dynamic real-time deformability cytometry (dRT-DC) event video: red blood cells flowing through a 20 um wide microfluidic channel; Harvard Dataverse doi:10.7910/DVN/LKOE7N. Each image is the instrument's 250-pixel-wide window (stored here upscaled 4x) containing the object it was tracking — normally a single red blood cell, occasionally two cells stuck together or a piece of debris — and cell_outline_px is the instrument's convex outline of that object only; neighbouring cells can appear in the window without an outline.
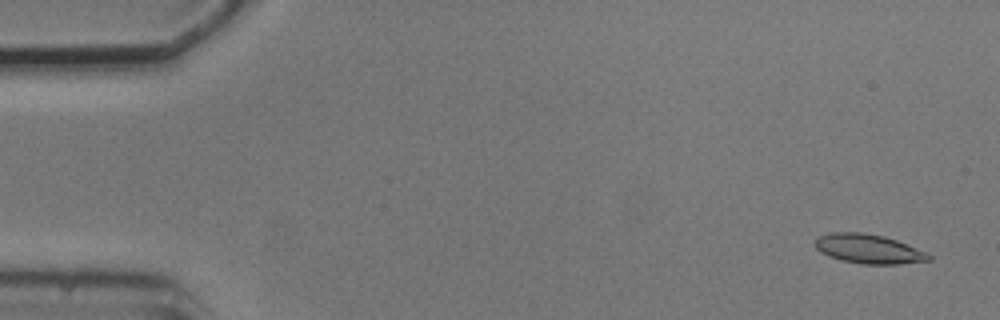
{"species": "common noctule bat (a hibernating species)", "species_latin": "Nyctalus noctula", "temperature_condition": "cold", "stored_images_in_passage": 54, "camera_frame_rate_fps": 3000, "um_per_image_px": 0.085, "animal": {"sex": "male", "body_mass_g": 20.5, "forearm_length_mm": 52.5}, "frame": {"image": 1, "passage_image": 3, "time_ms": 0.667, "image_size_px": [1000, 320], "cell_outline_px": [[932, 260], [900, 264], [860, 264], [840, 260], [828, 256], [820, 252], [812, 244], [816, 236], [832, 232], [864, 232], [884, 236], [896, 240], [924, 252], [932, 256]], "centroid_in_image_um": [73.75, 21.15], "position_along_channel_um": 11.3, "area_um2": 19.59}}
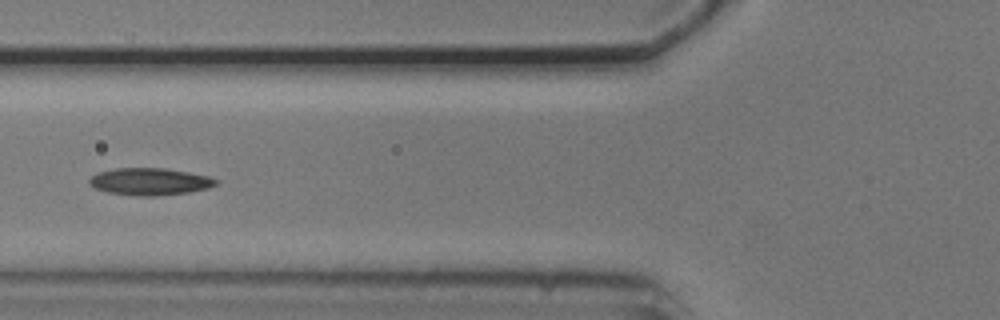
{"frame": {"image": 2, "passage_image": 21, "time_ms": 6.667, "image_size_px": [1000, 320], "cell_outline_px": [[220, 184], [208, 188], [188, 192], [152, 196], [136, 196], [108, 192], [96, 188], [88, 184], [88, 180], [96, 172], [116, 168], [164, 168], [188, 172], [208, 176], [220, 180]], "centroid_in_image_um": [12.75, 15.43], "position_along_channel_um": 113.1, "area_um2": 20.11}}
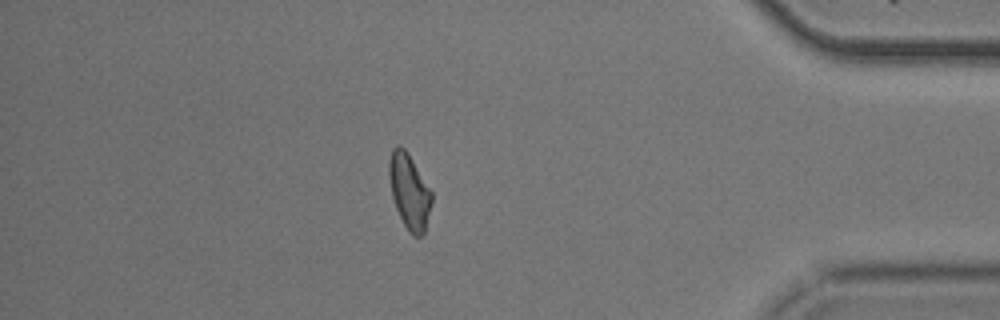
{"frame": {"image": 3, "passage_image": 47, "time_ms": 15.333, "image_size_px": [1000, 320], "cell_outline_px": [[432, 200], [424, 232], [420, 236], [412, 236], [408, 232], [396, 208], [392, 196], [388, 176], [388, 160], [392, 148], [396, 144], [400, 144], [404, 148], [432, 192]], "centroid_in_image_um": [34.76, 16.25], "position_along_channel_um": 400.4, "area_um2": 18.5}, "authors_computed_cell_mechanics": {"area_um2": 18.8428, "velocity_mm_per_s": 3.7484, "shape_relaxation_time_tau1_ms": null, "shape_relaxation_time_tau2_ms": 5.2658, "deformation_change_tau1": null, "deformation_change_tau2": 0.1247}}